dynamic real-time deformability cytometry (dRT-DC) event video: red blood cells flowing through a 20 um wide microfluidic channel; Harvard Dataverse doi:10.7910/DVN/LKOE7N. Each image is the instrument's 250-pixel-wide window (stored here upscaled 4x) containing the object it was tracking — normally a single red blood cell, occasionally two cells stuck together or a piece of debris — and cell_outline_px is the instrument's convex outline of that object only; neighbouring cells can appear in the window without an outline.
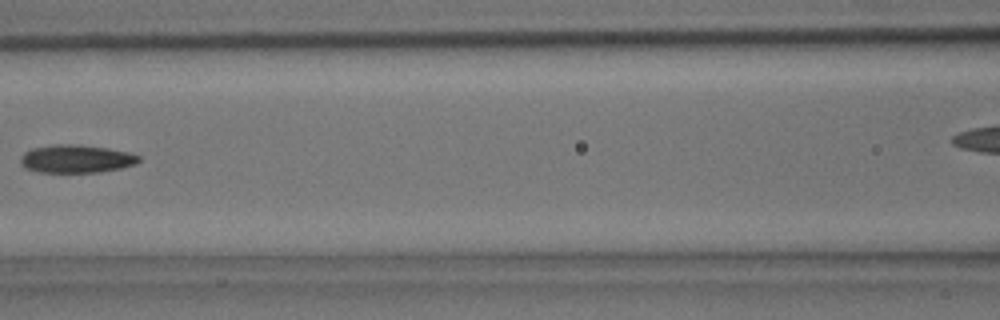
{"species": "common noctule bat (a hibernating species)", "species_latin": "Nyctalus noctula", "temperature_condition": "room temperature", "stored_images_in_passage": 6, "camera_frame_rate_fps": 3000, "um_per_image_px": 0.085, "animal": {"sex": "male", "body_mass_g": 15.6}, "frame": {"image": 1, "passage_image": 5, "time_ms": 1.333, "image_size_px": [1000, 320], "cell_outline_px": [[140, 160], [136, 164], [120, 168], [100, 172], [36, 172], [24, 168], [20, 164], [20, 156], [24, 152], [32, 148], [56, 144], [68, 144], [108, 148], [128, 152], [140, 156]], "centroid_in_image_um": [6.44, 13.51], "position_along_channel_um": 160.2, "area_um2": 19.36}}